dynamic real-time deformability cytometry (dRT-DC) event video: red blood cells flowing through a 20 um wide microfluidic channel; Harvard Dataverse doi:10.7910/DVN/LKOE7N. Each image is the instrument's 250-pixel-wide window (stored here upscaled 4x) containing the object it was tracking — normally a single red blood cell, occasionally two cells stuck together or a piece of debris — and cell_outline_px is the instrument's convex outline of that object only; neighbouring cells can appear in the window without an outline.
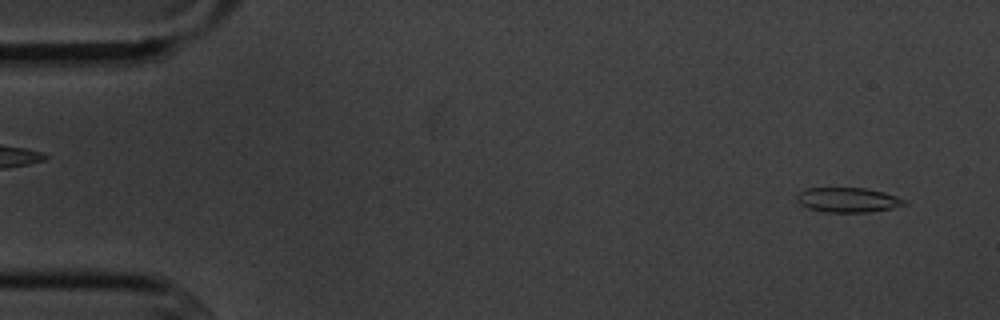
{"species": "common noctule bat (a hibernating species)", "species_latin": "Nyctalus noctula", "temperature_condition": "cold", "stored_images_in_passage": 5, "segment_of_instrument_passage": [2, 2], "camera_frame_rate_fps": 3000, "um_per_image_px": 0.085, "animal": {"sex": "male", "body_mass_g": 20.1, "forearm_length_mm": 53.5}, "frame": {"image": 1, "passage_image": 5, "time_ms": 5.667, "image_size_px": [1000, 320], "cell_outline_px": [[908, 204], [892, 208], [868, 212], [824, 212], [808, 208], [800, 204], [796, 200], [796, 196], [804, 188], [864, 188], [884, 192], [896, 196], [904, 200]], "centroid_in_image_um": [72.04, 16.99], "position_along_channel_um": 13.0, "area_um2": 15.49}}